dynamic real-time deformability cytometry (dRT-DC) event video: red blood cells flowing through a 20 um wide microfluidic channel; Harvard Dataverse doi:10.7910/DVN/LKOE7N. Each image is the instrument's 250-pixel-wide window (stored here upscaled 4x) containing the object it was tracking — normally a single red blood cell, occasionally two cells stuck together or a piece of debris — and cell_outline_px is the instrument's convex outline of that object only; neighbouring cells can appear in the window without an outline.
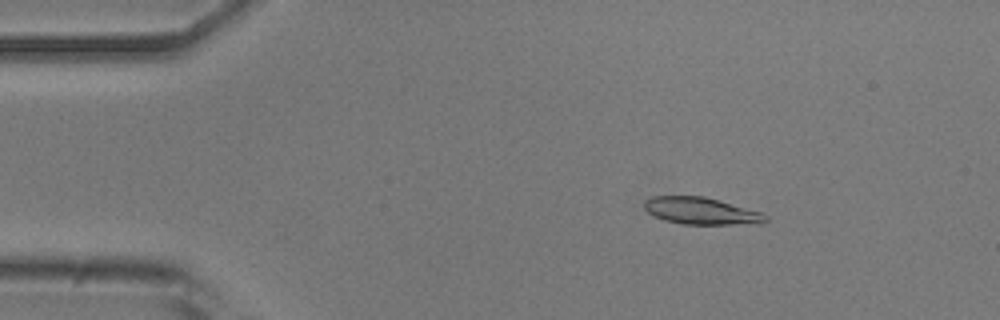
{"species": "common noctule bat (a hibernating species)", "species_latin": "Nyctalus noctula", "temperature_condition": "room temperature", "stored_images_in_passage": 20, "camera_frame_rate_fps": 3000, "um_per_image_px": 0.085, "animal": {"sex": "male", "body_mass_g": 20.5, "forearm_length_mm": 52.5}, "frame": {"image": 1, "passage_image": 7, "time_ms": 2.0, "image_size_px": [1000, 320], "cell_outline_px": [[768, 220], [732, 224], [684, 224], [664, 220], [648, 212], [644, 208], [644, 200], [652, 196], [704, 196], [760, 212], [768, 216]], "centroid_in_image_um": [59.5, 17.91], "position_along_channel_um": 25.5, "area_um2": 18.55}}
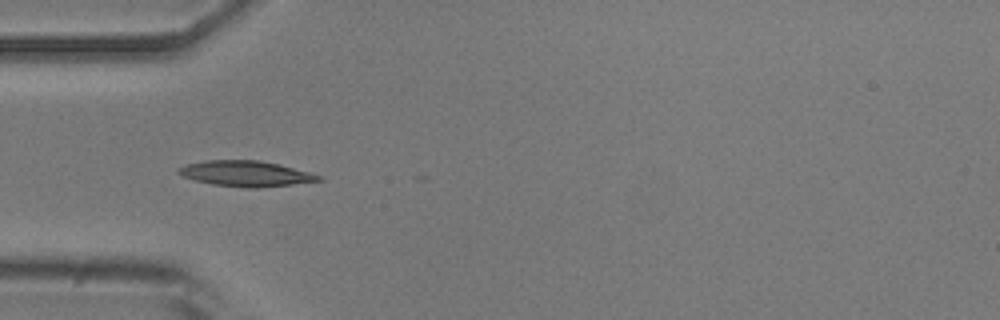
{"frame": {"image": 2, "passage_image": 15, "time_ms": 4.667, "image_size_px": [1000, 320], "cell_outline_px": [[324, 180], [292, 184], [256, 188], [248, 188], [212, 184], [180, 176], [176, 172], [176, 168], [184, 164], [204, 160], [256, 160], [280, 164], [324, 176]], "centroid_in_image_um": [20.86, 14.75], "position_along_channel_um": 64.1, "area_um2": 21.1}}
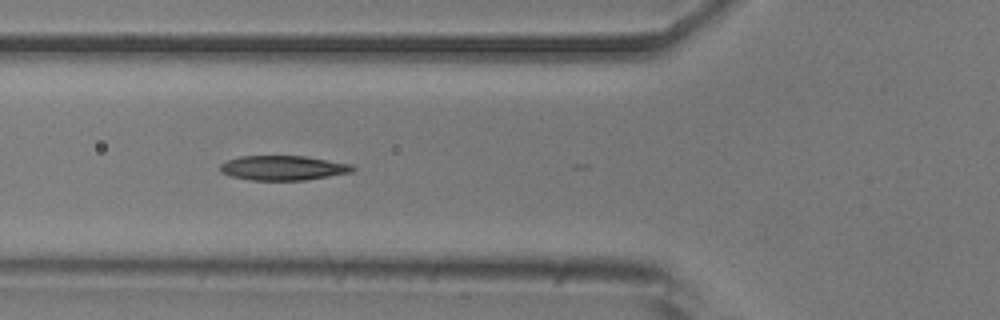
{"frame": {"image": 3, "passage_image": 18, "time_ms": 5.667, "image_size_px": [1000, 320], "cell_outline_px": [[356, 168], [352, 172], [304, 180], [252, 180], [232, 176], [220, 172], [220, 164], [228, 160], [240, 156], [304, 156], [352, 164]], "centroid_in_image_um": [24.06, 14.27], "position_along_channel_um": 101.7, "area_um2": 18.9}}